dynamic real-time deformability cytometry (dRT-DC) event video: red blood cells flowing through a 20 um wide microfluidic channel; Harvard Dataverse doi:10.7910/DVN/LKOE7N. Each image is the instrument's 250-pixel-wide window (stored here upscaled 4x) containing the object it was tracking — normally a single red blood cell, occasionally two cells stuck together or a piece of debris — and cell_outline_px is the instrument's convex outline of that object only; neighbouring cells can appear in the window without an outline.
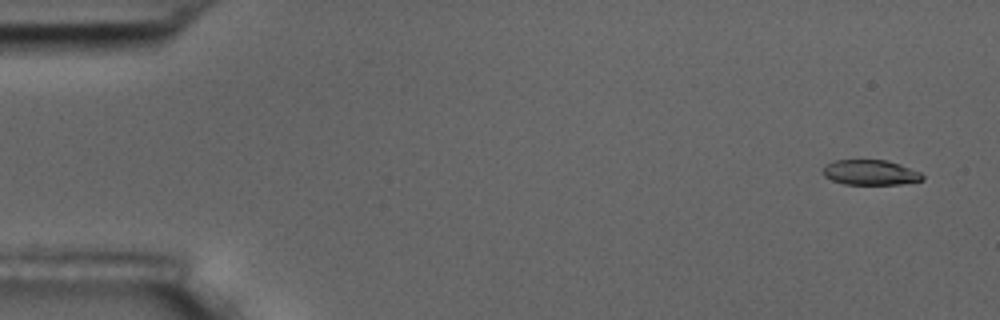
{"species": "common noctule bat (a hibernating species)", "species_latin": "Nyctalus noctula", "temperature_condition": "room temperature", "stored_images_in_passage": 5, "camera_frame_rate_fps": 3000, "um_per_image_px": 0.085, "animal": {"sex": "male", "body_mass_g": 17.5, "forearm_length_mm": 52.3}, "frame": {"image": 1, "passage_image": 1, "time_ms": 0.0, "image_size_px": [1000, 320], "cell_outline_px": [[924, 180], [900, 184], [844, 184], [832, 180], [824, 176], [824, 168], [828, 164], [836, 160], [888, 160], [900, 164], [920, 172], [924, 176]], "centroid_in_image_um": [74.02, 14.66], "position_along_channel_um": 11.0, "area_um2": 14.45}}
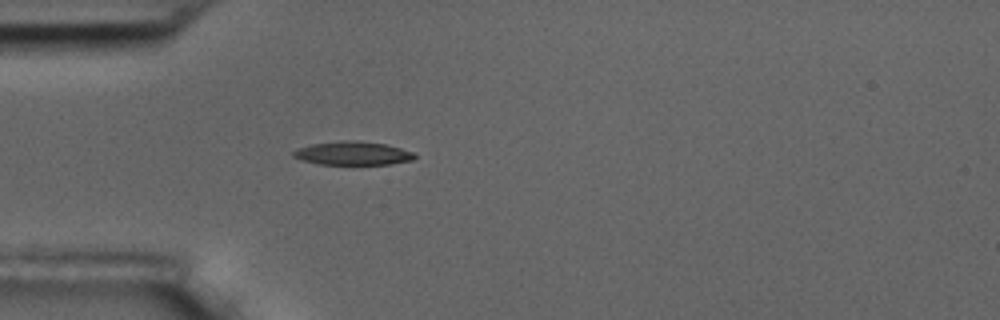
{"frame": {"image": 2, "passage_image": 5, "time_ms": 4.667, "image_size_px": [1000, 320], "cell_outline_px": [[416, 156], [412, 160], [388, 164], [320, 164], [304, 160], [292, 156], [292, 152], [296, 148], [312, 144], [344, 140], [352, 140], [384, 144], [400, 148], [412, 152]], "centroid_in_image_um": [29.95, 13.02], "position_along_channel_um": 55.0, "area_um2": 16.36}}